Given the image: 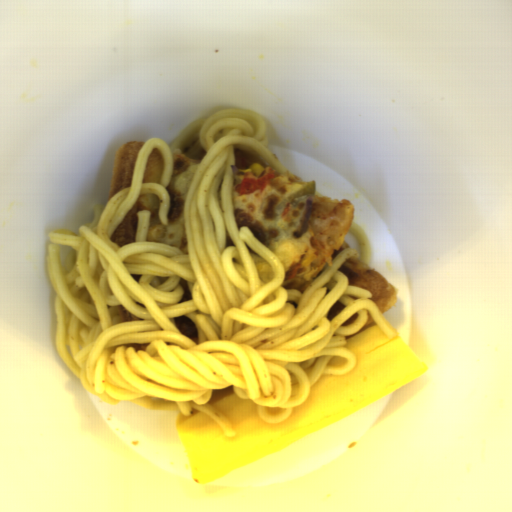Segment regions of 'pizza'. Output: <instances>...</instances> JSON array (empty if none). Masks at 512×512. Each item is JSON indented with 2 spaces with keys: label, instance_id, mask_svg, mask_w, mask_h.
Returning <instances> with one entry per match:
<instances>
[{
  "label": "pizza",
  "instance_id": "pizza-10",
  "mask_svg": "<svg viewBox=\"0 0 512 512\" xmlns=\"http://www.w3.org/2000/svg\"><path fill=\"white\" fill-rule=\"evenodd\" d=\"M375 324H377V323H376L375 319L373 318L371 312L370 311L366 312V322L364 323V325L361 327V329L359 331H357V332H355V333L345 337V340L350 338V337H352V336H354V335H356V334H358V333H360L361 331H363V330H365V329H367V328H369V327H371V326H373Z\"/></svg>",
  "mask_w": 512,
  "mask_h": 512
},
{
  "label": "pizza",
  "instance_id": "pizza-12",
  "mask_svg": "<svg viewBox=\"0 0 512 512\" xmlns=\"http://www.w3.org/2000/svg\"><path fill=\"white\" fill-rule=\"evenodd\" d=\"M149 343H141V344H131V348H135L136 351L146 350Z\"/></svg>",
  "mask_w": 512,
  "mask_h": 512
},
{
  "label": "pizza",
  "instance_id": "pizza-7",
  "mask_svg": "<svg viewBox=\"0 0 512 512\" xmlns=\"http://www.w3.org/2000/svg\"><path fill=\"white\" fill-rule=\"evenodd\" d=\"M117 311H118V314H119V318L121 320V322H127V321H131V320H144L140 317H137L135 315H133L127 308H125L123 305H120V306H115Z\"/></svg>",
  "mask_w": 512,
  "mask_h": 512
},
{
  "label": "pizza",
  "instance_id": "pizza-3",
  "mask_svg": "<svg viewBox=\"0 0 512 512\" xmlns=\"http://www.w3.org/2000/svg\"><path fill=\"white\" fill-rule=\"evenodd\" d=\"M338 269L347 277L350 287H362L370 293L368 299L376 304L383 316L396 304L399 294L395 287L369 264L350 258Z\"/></svg>",
  "mask_w": 512,
  "mask_h": 512
},
{
  "label": "pizza",
  "instance_id": "pizza-1",
  "mask_svg": "<svg viewBox=\"0 0 512 512\" xmlns=\"http://www.w3.org/2000/svg\"><path fill=\"white\" fill-rule=\"evenodd\" d=\"M235 162L231 165L233 176L231 197L233 215L239 232L247 227L252 235L269 249L281 263L286 276L283 288L304 293L311 283L335 260L338 254L350 248L346 236L353 224L355 206L348 199H332L319 194L309 196L294 207L276 211L288 196L301 190L306 182L287 169L281 173L274 169V177L262 189L251 194H240L237 186L251 175L249 165L260 163L265 174L272 168L258 156L239 147L233 148ZM261 175V176H262ZM260 176V177H261ZM313 202L311 220L306 231L299 232L305 214L306 201Z\"/></svg>",
  "mask_w": 512,
  "mask_h": 512
},
{
  "label": "pizza",
  "instance_id": "pizza-11",
  "mask_svg": "<svg viewBox=\"0 0 512 512\" xmlns=\"http://www.w3.org/2000/svg\"><path fill=\"white\" fill-rule=\"evenodd\" d=\"M358 318H359V314L356 312L350 318H348L345 322H343L341 325L347 326L349 324H352V323L356 322Z\"/></svg>",
  "mask_w": 512,
  "mask_h": 512
},
{
  "label": "pizza",
  "instance_id": "pizza-4",
  "mask_svg": "<svg viewBox=\"0 0 512 512\" xmlns=\"http://www.w3.org/2000/svg\"><path fill=\"white\" fill-rule=\"evenodd\" d=\"M145 142L125 141L116 152L107 204L111 197L131 186L136 160Z\"/></svg>",
  "mask_w": 512,
  "mask_h": 512
},
{
  "label": "pizza",
  "instance_id": "pizza-2",
  "mask_svg": "<svg viewBox=\"0 0 512 512\" xmlns=\"http://www.w3.org/2000/svg\"><path fill=\"white\" fill-rule=\"evenodd\" d=\"M171 157L173 173L165 187L169 196V207L166 213L167 225L161 222L159 195L141 193L109 238L118 247L124 248L128 243L136 242L138 212L148 211L150 216L146 242L163 243L188 254L185 206L188 190L200 160L188 156L178 148L172 151Z\"/></svg>",
  "mask_w": 512,
  "mask_h": 512
},
{
  "label": "pizza",
  "instance_id": "pizza-6",
  "mask_svg": "<svg viewBox=\"0 0 512 512\" xmlns=\"http://www.w3.org/2000/svg\"><path fill=\"white\" fill-rule=\"evenodd\" d=\"M173 320L178 331L198 345V326L195 322L188 315L173 317Z\"/></svg>",
  "mask_w": 512,
  "mask_h": 512
},
{
  "label": "pizza",
  "instance_id": "pizza-5",
  "mask_svg": "<svg viewBox=\"0 0 512 512\" xmlns=\"http://www.w3.org/2000/svg\"><path fill=\"white\" fill-rule=\"evenodd\" d=\"M164 171V156L158 148H154L146 158L141 182L159 183Z\"/></svg>",
  "mask_w": 512,
  "mask_h": 512
},
{
  "label": "pizza",
  "instance_id": "pizza-9",
  "mask_svg": "<svg viewBox=\"0 0 512 512\" xmlns=\"http://www.w3.org/2000/svg\"><path fill=\"white\" fill-rule=\"evenodd\" d=\"M345 304L340 302L339 300L333 305V307L329 310L326 318L330 323L335 317H337L341 311L345 308Z\"/></svg>",
  "mask_w": 512,
  "mask_h": 512
},
{
  "label": "pizza",
  "instance_id": "pizza-8",
  "mask_svg": "<svg viewBox=\"0 0 512 512\" xmlns=\"http://www.w3.org/2000/svg\"><path fill=\"white\" fill-rule=\"evenodd\" d=\"M179 284L182 287L183 294H182L181 299L177 303L179 304V303L188 301L190 299H193L191 291H190L188 280H186V279L181 277Z\"/></svg>",
  "mask_w": 512,
  "mask_h": 512
}]
</instances>
